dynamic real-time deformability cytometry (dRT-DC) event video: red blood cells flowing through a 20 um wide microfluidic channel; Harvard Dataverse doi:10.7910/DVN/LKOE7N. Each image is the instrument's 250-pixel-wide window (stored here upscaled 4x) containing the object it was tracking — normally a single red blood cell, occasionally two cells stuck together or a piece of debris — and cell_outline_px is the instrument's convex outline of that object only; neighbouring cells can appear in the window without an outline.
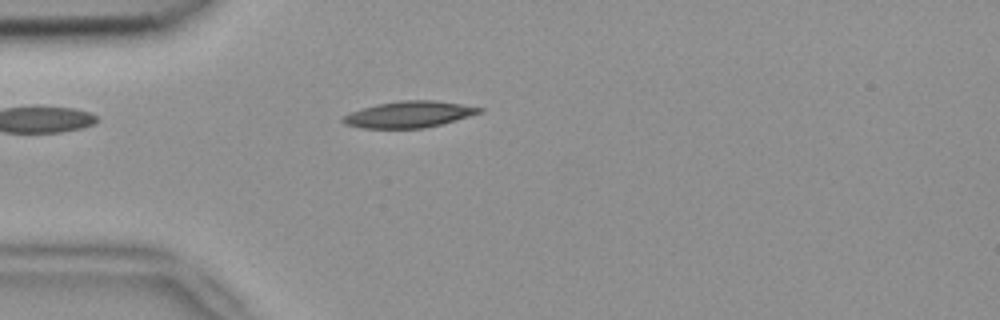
{"species": "common noctule bat (a hibernating species)", "species_latin": "Nyctalus noctula", "temperature_condition": "room temperature", "stored_images_in_passage": 2, "camera_frame_rate_fps": 3000, "um_per_image_px": 0.085, "animal": {"sex": "female", "body_mass_g": 18.4}, "frame": {"image": 1, "passage_image": 1, "time_ms": 0.0, "image_size_px": [1000, 320], "cell_outline_px": [[484, 112], [440, 124], [424, 128], [360, 128], [344, 124], [340, 120], [344, 116], [352, 112], [376, 104], [400, 100], [436, 100], [484, 108]], "centroid_in_image_um": [34.77, 9.72], "position_along_channel_um": 50.2, "area_um2": 20.87}}